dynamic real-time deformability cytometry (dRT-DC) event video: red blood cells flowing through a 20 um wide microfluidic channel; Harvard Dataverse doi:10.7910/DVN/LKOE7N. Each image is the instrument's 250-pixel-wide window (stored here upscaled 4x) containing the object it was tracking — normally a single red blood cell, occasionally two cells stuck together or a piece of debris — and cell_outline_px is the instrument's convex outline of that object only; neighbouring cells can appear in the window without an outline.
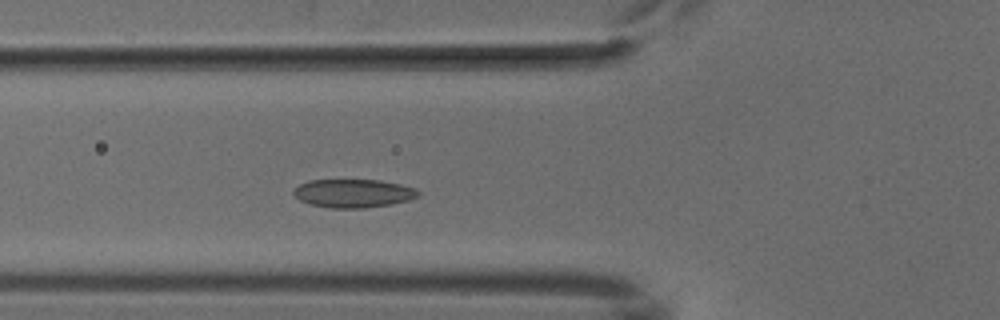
{"species": "common noctule bat (a hibernating species)", "species_latin": "Nyctalus noctula", "temperature_condition": "cold", "stored_images_in_passage": 4, "camera_frame_rate_fps": 3000, "um_per_image_px": 0.085, "animal": {"sex": "male", "body_mass_g": 18.8}, "frame": {"image": 1, "passage_image": 4, "time_ms": 4.333, "image_size_px": [1000, 320], "cell_outline_px": [[420, 196], [408, 200], [392, 204], [364, 208], [332, 208], [312, 204], [300, 200], [292, 192], [300, 184], [308, 180], [380, 180], [400, 184], [416, 188], [420, 192]], "centroid_in_image_um": [30.08, 16.43], "position_along_channel_um": 95.7, "area_um2": 20.58}}